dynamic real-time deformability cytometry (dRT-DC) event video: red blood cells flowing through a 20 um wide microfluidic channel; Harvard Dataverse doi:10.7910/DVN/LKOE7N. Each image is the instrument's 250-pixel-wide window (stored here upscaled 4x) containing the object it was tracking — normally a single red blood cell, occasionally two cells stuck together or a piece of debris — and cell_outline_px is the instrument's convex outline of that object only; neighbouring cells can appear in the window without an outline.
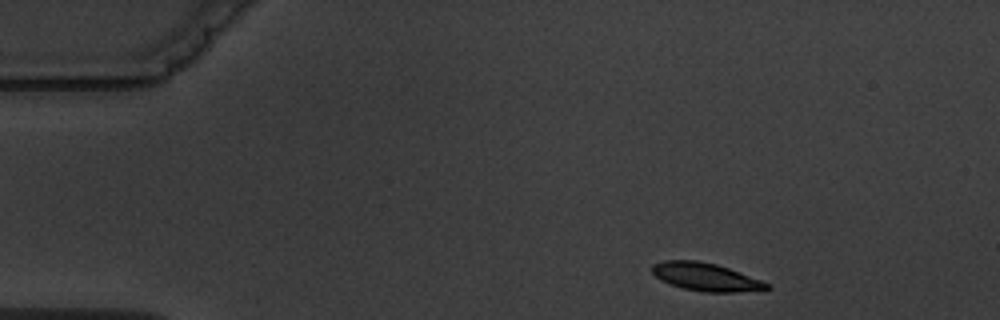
{"species": "common noctule bat (a hibernating species)", "species_latin": "Nyctalus noctula", "temperature_condition": "warm", "stored_images_in_passage": 13, "camera_frame_rate_fps": 3000, "um_per_image_px": 0.085, "animal": {"sex": "male", "body_mass_g": 19.5, "forearm_length_mm": 54.6}, "frame": {"image": 1, "passage_image": 1, "time_ms": 0.0, "image_size_px": [1000, 320], "cell_outline_px": [[772, 288], [736, 292], [704, 292], [684, 288], [660, 280], [652, 272], [652, 264], [664, 260], [696, 260], [716, 264], [728, 268], [760, 280], [768, 284]], "centroid_in_image_um": [59.94, 23.53], "position_along_channel_um": 25.1, "area_um2": 18.38}}
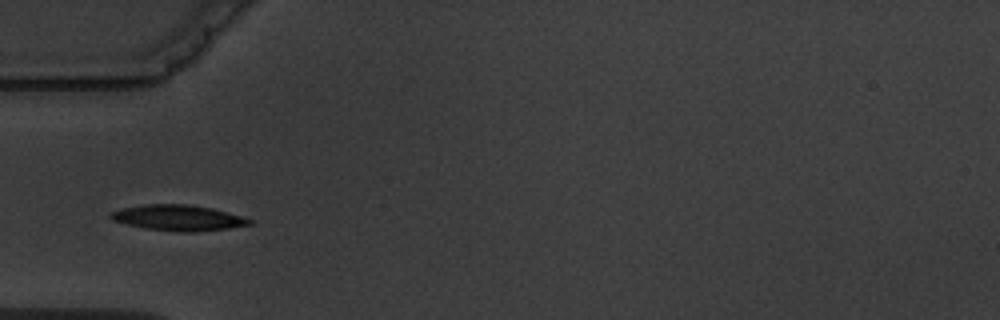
{"frame": {"image": 2, "passage_image": 3, "time_ms": 3.333, "image_size_px": [1000, 320], "cell_outline_px": [[252, 224], [228, 228], [196, 232], [180, 232], [144, 228], [112, 220], [108, 216], [112, 212], [120, 208], [144, 204], [188, 204], [212, 208], [240, 216], [252, 220]], "centroid_in_image_um": [15.11, 18.51], "position_along_channel_um": 69.9, "area_um2": 20.69}}
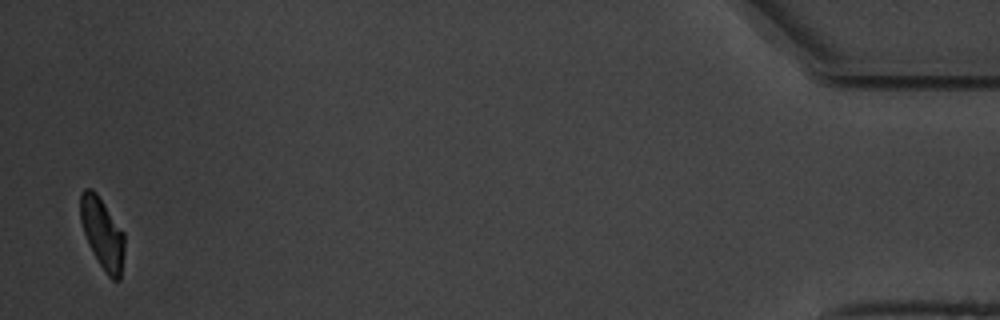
{"frame": {"image": 3, "passage_image": 13, "time_ms": 15.667, "image_size_px": [1000, 320], "cell_outline_px": [[124, 252], [120, 280], [112, 280], [108, 276], [92, 252], [84, 232], [80, 220], [80, 192], [84, 188], [92, 188], [96, 192], [124, 232]], "centroid_in_image_um": [8.7, 19.82], "position_along_channel_um": 426.5, "area_um2": 18.21}, "authors_computed_cell_mechanics": {"area_um2": 19.9988, "velocity_mm_per_s": 3.5895, "shape_relaxation_time_tau1_ms": 4.6241, "shape_relaxation_time_tau2_ms": 2.461, "deformation_change_tau1": 0.1383, "deformation_change_tau2": 0.058}}